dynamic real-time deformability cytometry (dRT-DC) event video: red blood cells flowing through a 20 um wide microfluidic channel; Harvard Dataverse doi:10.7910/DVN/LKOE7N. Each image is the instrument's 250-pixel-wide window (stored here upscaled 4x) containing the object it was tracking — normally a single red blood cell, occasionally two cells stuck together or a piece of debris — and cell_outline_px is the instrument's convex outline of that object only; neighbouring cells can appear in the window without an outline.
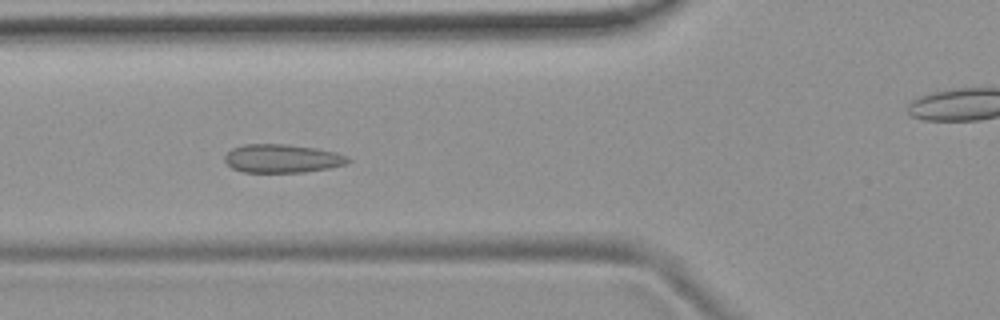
{"species": "common noctule bat (a hibernating species)", "species_latin": "Nyctalus noctula", "temperature_condition": "room temperature", "stored_images_in_passage": 48, "camera_frame_rate_fps": 3000, "um_per_image_px": 0.085, "animal": {"sex": "female", "body_mass_g": 19.9}, "frame": {"image": 1, "passage_image": 14, "time_ms": 4.333, "image_size_px": [1000, 320], "cell_outline_px": [[352, 160], [348, 164], [328, 168], [304, 172], [244, 172], [232, 168], [224, 160], [224, 156], [232, 148], [244, 144], [284, 144], [316, 148], [336, 152], [348, 156]], "centroid_in_image_um": [24.01, 13.47], "position_along_channel_um": 101.8, "area_um2": 20.52}}
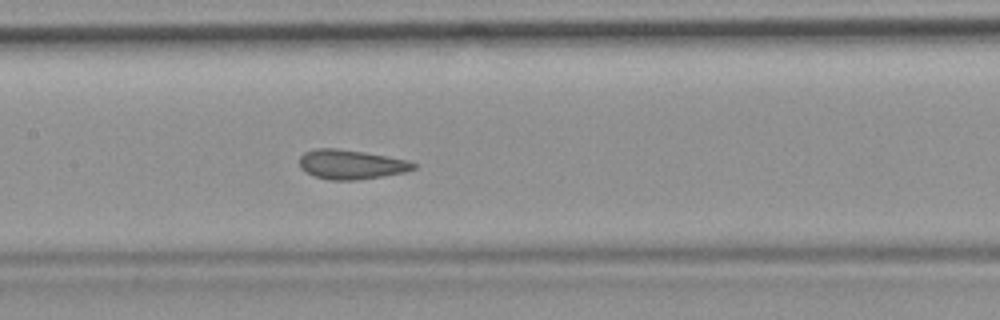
{"frame": {"image": 2, "passage_image": 20, "time_ms": 6.333, "image_size_px": [1000, 320], "cell_outline_px": [[416, 168], [404, 172], [356, 180], [328, 180], [316, 176], [300, 168], [300, 156], [304, 152], [316, 148], [336, 148], [364, 152], [388, 156], [408, 160], [416, 164]], "centroid_in_image_um": [29.84, 13.97], "position_along_channel_um": 177.6, "area_um2": 19.42}}
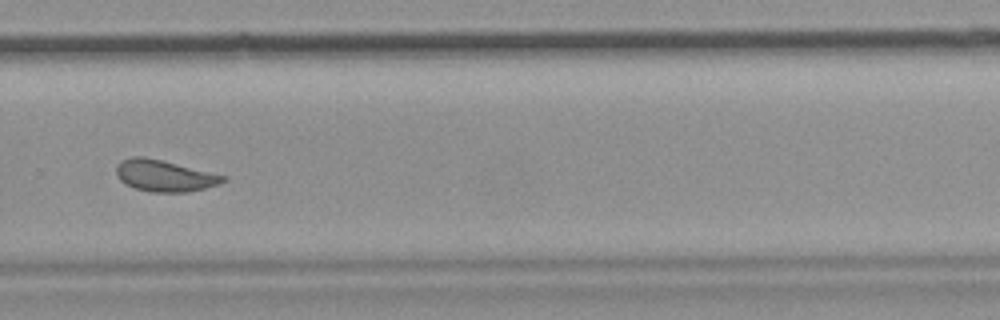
{"frame": {"image": 3, "passage_image": 31, "time_ms": 10.0, "image_size_px": [1000, 320], "cell_outline_px": [[228, 180], [220, 184], [188, 192], [152, 192], [136, 188], [124, 184], [120, 180], [116, 172], [116, 164], [120, 160], [132, 156], [144, 156], [228, 176]], "centroid_in_image_um": [13.98, 14.93], "position_along_channel_um": 315.8, "area_um2": 19.71}, "authors_computed_cell_mechanics": {"area_um2": 20.3167, "velocity_mm_per_s": 3.7848, "shape_relaxation_time_tau1_ms": null, "shape_relaxation_time_tau2_ms": 1.0527, "deformation_change_tau1": null, "deformation_change_tau2": 0.057}}